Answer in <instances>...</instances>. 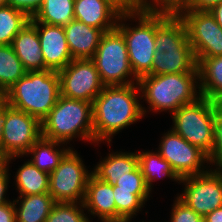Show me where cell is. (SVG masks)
<instances>
[{"label":"cell","instance_id":"obj_1","mask_svg":"<svg viewBox=\"0 0 222 222\" xmlns=\"http://www.w3.org/2000/svg\"><path fill=\"white\" fill-rule=\"evenodd\" d=\"M138 94H140L138 83L105 86L102 89L93 101L95 144L102 141L111 144L112 135L147 114L145 108L139 103Z\"/></svg>","mask_w":222,"mask_h":222},{"label":"cell","instance_id":"obj_2","mask_svg":"<svg viewBox=\"0 0 222 222\" xmlns=\"http://www.w3.org/2000/svg\"><path fill=\"white\" fill-rule=\"evenodd\" d=\"M199 81V70L197 72L145 75L138 79L142 93L140 98L144 97L146 103H149L150 111L169 110L173 114L181 106L191 104L202 97L200 89H198Z\"/></svg>","mask_w":222,"mask_h":222},{"label":"cell","instance_id":"obj_3","mask_svg":"<svg viewBox=\"0 0 222 222\" xmlns=\"http://www.w3.org/2000/svg\"><path fill=\"white\" fill-rule=\"evenodd\" d=\"M61 96L58 71H28L3 95L9 106L42 121Z\"/></svg>","mask_w":222,"mask_h":222},{"label":"cell","instance_id":"obj_4","mask_svg":"<svg viewBox=\"0 0 222 222\" xmlns=\"http://www.w3.org/2000/svg\"><path fill=\"white\" fill-rule=\"evenodd\" d=\"M41 126L42 137L48 140L65 145L80 137L94 143L93 103L60 96Z\"/></svg>","mask_w":222,"mask_h":222},{"label":"cell","instance_id":"obj_5","mask_svg":"<svg viewBox=\"0 0 222 222\" xmlns=\"http://www.w3.org/2000/svg\"><path fill=\"white\" fill-rule=\"evenodd\" d=\"M130 18L138 20L136 27H129L122 21L126 22ZM116 28L125 38L129 62L134 75L138 79L148 75L151 72L156 52L155 10L143 9L132 13H121Z\"/></svg>","mask_w":222,"mask_h":222},{"label":"cell","instance_id":"obj_6","mask_svg":"<svg viewBox=\"0 0 222 222\" xmlns=\"http://www.w3.org/2000/svg\"><path fill=\"white\" fill-rule=\"evenodd\" d=\"M173 130L208 157L214 144V102L200 97L172 114Z\"/></svg>","mask_w":222,"mask_h":222},{"label":"cell","instance_id":"obj_7","mask_svg":"<svg viewBox=\"0 0 222 222\" xmlns=\"http://www.w3.org/2000/svg\"><path fill=\"white\" fill-rule=\"evenodd\" d=\"M91 60L105 86L138 83L130 66L125 38L117 28L103 33Z\"/></svg>","mask_w":222,"mask_h":222},{"label":"cell","instance_id":"obj_8","mask_svg":"<svg viewBox=\"0 0 222 222\" xmlns=\"http://www.w3.org/2000/svg\"><path fill=\"white\" fill-rule=\"evenodd\" d=\"M42 137L41 121L24 111L17 110L5 101V118L1 141V157L9 165L12 159L26 155Z\"/></svg>","mask_w":222,"mask_h":222},{"label":"cell","instance_id":"obj_9","mask_svg":"<svg viewBox=\"0 0 222 222\" xmlns=\"http://www.w3.org/2000/svg\"><path fill=\"white\" fill-rule=\"evenodd\" d=\"M91 174L71 148L49 174V194L55 202L83 203Z\"/></svg>","mask_w":222,"mask_h":222},{"label":"cell","instance_id":"obj_10","mask_svg":"<svg viewBox=\"0 0 222 222\" xmlns=\"http://www.w3.org/2000/svg\"><path fill=\"white\" fill-rule=\"evenodd\" d=\"M184 183V193L178 198L197 214L205 217L219 207H222V167H216L189 177L181 178Z\"/></svg>","mask_w":222,"mask_h":222},{"label":"cell","instance_id":"obj_11","mask_svg":"<svg viewBox=\"0 0 222 222\" xmlns=\"http://www.w3.org/2000/svg\"><path fill=\"white\" fill-rule=\"evenodd\" d=\"M184 21L195 57L222 56V27L209 11H176Z\"/></svg>","mask_w":222,"mask_h":222},{"label":"cell","instance_id":"obj_12","mask_svg":"<svg viewBox=\"0 0 222 222\" xmlns=\"http://www.w3.org/2000/svg\"><path fill=\"white\" fill-rule=\"evenodd\" d=\"M61 96L93 103L105 85L91 59H73L58 71Z\"/></svg>","mask_w":222,"mask_h":222},{"label":"cell","instance_id":"obj_13","mask_svg":"<svg viewBox=\"0 0 222 222\" xmlns=\"http://www.w3.org/2000/svg\"><path fill=\"white\" fill-rule=\"evenodd\" d=\"M157 151L168 161L179 178L202 174L203 164L208 163V156L198 147L190 144L173 129L164 133ZM202 169V170H201Z\"/></svg>","mask_w":222,"mask_h":222},{"label":"cell","instance_id":"obj_14","mask_svg":"<svg viewBox=\"0 0 222 222\" xmlns=\"http://www.w3.org/2000/svg\"><path fill=\"white\" fill-rule=\"evenodd\" d=\"M38 32L45 66L49 70L64 69L72 60L64 28L42 22H30Z\"/></svg>","mask_w":222,"mask_h":222},{"label":"cell","instance_id":"obj_15","mask_svg":"<svg viewBox=\"0 0 222 222\" xmlns=\"http://www.w3.org/2000/svg\"><path fill=\"white\" fill-rule=\"evenodd\" d=\"M156 52L175 47H191L184 21L176 12L155 10Z\"/></svg>","mask_w":222,"mask_h":222},{"label":"cell","instance_id":"obj_16","mask_svg":"<svg viewBox=\"0 0 222 222\" xmlns=\"http://www.w3.org/2000/svg\"><path fill=\"white\" fill-rule=\"evenodd\" d=\"M121 12L108 0H75L74 19L101 29L103 32L117 26Z\"/></svg>","mask_w":222,"mask_h":222},{"label":"cell","instance_id":"obj_17","mask_svg":"<svg viewBox=\"0 0 222 222\" xmlns=\"http://www.w3.org/2000/svg\"><path fill=\"white\" fill-rule=\"evenodd\" d=\"M83 204L85 210L96 215L101 222H116L113 185L99 180L93 174L89 176Z\"/></svg>","mask_w":222,"mask_h":222},{"label":"cell","instance_id":"obj_18","mask_svg":"<svg viewBox=\"0 0 222 222\" xmlns=\"http://www.w3.org/2000/svg\"><path fill=\"white\" fill-rule=\"evenodd\" d=\"M63 28L72 58L91 59L97 50L100 38L104 32L76 19H73Z\"/></svg>","mask_w":222,"mask_h":222},{"label":"cell","instance_id":"obj_19","mask_svg":"<svg viewBox=\"0 0 222 222\" xmlns=\"http://www.w3.org/2000/svg\"><path fill=\"white\" fill-rule=\"evenodd\" d=\"M11 45L27 72L48 69L41 52L37 29L30 22L15 36Z\"/></svg>","mask_w":222,"mask_h":222},{"label":"cell","instance_id":"obj_20","mask_svg":"<svg viewBox=\"0 0 222 222\" xmlns=\"http://www.w3.org/2000/svg\"><path fill=\"white\" fill-rule=\"evenodd\" d=\"M197 61L192 47H175L155 52L148 75L197 72Z\"/></svg>","mask_w":222,"mask_h":222},{"label":"cell","instance_id":"obj_21","mask_svg":"<svg viewBox=\"0 0 222 222\" xmlns=\"http://www.w3.org/2000/svg\"><path fill=\"white\" fill-rule=\"evenodd\" d=\"M139 166L138 155L128 152H114L99 162L91 171L99 180L115 185L117 178L130 176Z\"/></svg>","mask_w":222,"mask_h":222},{"label":"cell","instance_id":"obj_22","mask_svg":"<svg viewBox=\"0 0 222 222\" xmlns=\"http://www.w3.org/2000/svg\"><path fill=\"white\" fill-rule=\"evenodd\" d=\"M195 58L199 70L201 96L219 102L222 100V56Z\"/></svg>","mask_w":222,"mask_h":222},{"label":"cell","instance_id":"obj_23","mask_svg":"<svg viewBox=\"0 0 222 222\" xmlns=\"http://www.w3.org/2000/svg\"><path fill=\"white\" fill-rule=\"evenodd\" d=\"M15 204L16 222H46L56 203L49 193L19 196ZM21 199V200H20ZM20 201V204H18ZM19 207L17 208V205Z\"/></svg>","mask_w":222,"mask_h":222},{"label":"cell","instance_id":"obj_24","mask_svg":"<svg viewBox=\"0 0 222 222\" xmlns=\"http://www.w3.org/2000/svg\"><path fill=\"white\" fill-rule=\"evenodd\" d=\"M74 2L75 0H43L29 22L67 26L74 19Z\"/></svg>","mask_w":222,"mask_h":222},{"label":"cell","instance_id":"obj_25","mask_svg":"<svg viewBox=\"0 0 222 222\" xmlns=\"http://www.w3.org/2000/svg\"><path fill=\"white\" fill-rule=\"evenodd\" d=\"M60 144L62 145L63 143L41 137L29 149L26 156L28 154L32 155L30 161L38 169L50 174L58 166L64 155L71 149V147H68L59 150L57 146L60 147Z\"/></svg>","mask_w":222,"mask_h":222},{"label":"cell","instance_id":"obj_26","mask_svg":"<svg viewBox=\"0 0 222 222\" xmlns=\"http://www.w3.org/2000/svg\"><path fill=\"white\" fill-rule=\"evenodd\" d=\"M15 180L20 196L49 193V174L38 169L30 160L17 170Z\"/></svg>","mask_w":222,"mask_h":222},{"label":"cell","instance_id":"obj_27","mask_svg":"<svg viewBox=\"0 0 222 222\" xmlns=\"http://www.w3.org/2000/svg\"><path fill=\"white\" fill-rule=\"evenodd\" d=\"M139 167L142 171V174L145 179V183L148 186V189L151 191L152 182L156 180V178H160L159 176L169 177L171 180L179 181V176L172 169L170 163L166 161L158 152H137ZM154 180V181H153Z\"/></svg>","mask_w":222,"mask_h":222},{"label":"cell","instance_id":"obj_28","mask_svg":"<svg viewBox=\"0 0 222 222\" xmlns=\"http://www.w3.org/2000/svg\"><path fill=\"white\" fill-rule=\"evenodd\" d=\"M26 72L12 45H0V94L3 96Z\"/></svg>","mask_w":222,"mask_h":222},{"label":"cell","instance_id":"obj_29","mask_svg":"<svg viewBox=\"0 0 222 222\" xmlns=\"http://www.w3.org/2000/svg\"><path fill=\"white\" fill-rule=\"evenodd\" d=\"M150 191L117 190L113 186V196L116 204V222L131 221L132 216L141 211V207L150 197Z\"/></svg>","mask_w":222,"mask_h":222},{"label":"cell","instance_id":"obj_30","mask_svg":"<svg viewBox=\"0 0 222 222\" xmlns=\"http://www.w3.org/2000/svg\"><path fill=\"white\" fill-rule=\"evenodd\" d=\"M29 21L30 17L22 10L10 5L0 7V45H11Z\"/></svg>","mask_w":222,"mask_h":222},{"label":"cell","instance_id":"obj_31","mask_svg":"<svg viewBox=\"0 0 222 222\" xmlns=\"http://www.w3.org/2000/svg\"><path fill=\"white\" fill-rule=\"evenodd\" d=\"M83 209V203L56 202L46 222H91Z\"/></svg>","mask_w":222,"mask_h":222},{"label":"cell","instance_id":"obj_32","mask_svg":"<svg viewBox=\"0 0 222 222\" xmlns=\"http://www.w3.org/2000/svg\"><path fill=\"white\" fill-rule=\"evenodd\" d=\"M210 165L222 167V106L214 102V144L208 157Z\"/></svg>","mask_w":222,"mask_h":222},{"label":"cell","instance_id":"obj_33","mask_svg":"<svg viewBox=\"0 0 222 222\" xmlns=\"http://www.w3.org/2000/svg\"><path fill=\"white\" fill-rule=\"evenodd\" d=\"M113 186H117V190L150 191L139 166L133 172H130V176L117 178Z\"/></svg>","mask_w":222,"mask_h":222},{"label":"cell","instance_id":"obj_34","mask_svg":"<svg viewBox=\"0 0 222 222\" xmlns=\"http://www.w3.org/2000/svg\"><path fill=\"white\" fill-rule=\"evenodd\" d=\"M170 222H203V217L187 206L178 197L172 205Z\"/></svg>","mask_w":222,"mask_h":222},{"label":"cell","instance_id":"obj_35","mask_svg":"<svg viewBox=\"0 0 222 222\" xmlns=\"http://www.w3.org/2000/svg\"><path fill=\"white\" fill-rule=\"evenodd\" d=\"M221 2L222 0H186L177 11H210Z\"/></svg>","mask_w":222,"mask_h":222},{"label":"cell","instance_id":"obj_36","mask_svg":"<svg viewBox=\"0 0 222 222\" xmlns=\"http://www.w3.org/2000/svg\"><path fill=\"white\" fill-rule=\"evenodd\" d=\"M43 0H8V5L24 11L30 18L40 8Z\"/></svg>","mask_w":222,"mask_h":222},{"label":"cell","instance_id":"obj_37","mask_svg":"<svg viewBox=\"0 0 222 222\" xmlns=\"http://www.w3.org/2000/svg\"><path fill=\"white\" fill-rule=\"evenodd\" d=\"M121 13H132L143 10V3L140 0H108Z\"/></svg>","mask_w":222,"mask_h":222},{"label":"cell","instance_id":"obj_38","mask_svg":"<svg viewBox=\"0 0 222 222\" xmlns=\"http://www.w3.org/2000/svg\"><path fill=\"white\" fill-rule=\"evenodd\" d=\"M9 166H6L5 164H3L0 167V205L9 203L10 201L6 199L5 193L8 189V184H9Z\"/></svg>","mask_w":222,"mask_h":222},{"label":"cell","instance_id":"obj_39","mask_svg":"<svg viewBox=\"0 0 222 222\" xmlns=\"http://www.w3.org/2000/svg\"><path fill=\"white\" fill-rule=\"evenodd\" d=\"M0 222H16L15 204L9 203L0 205Z\"/></svg>","mask_w":222,"mask_h":222},{"label":"cell","instance_id":"obj_40","mask_svg":"<svg viewBox=\"0 0 222 222\" xmlns=\"http://www.w3.org/2000/svg\"><path fill=\"white\" fill-rule=\"evenodd\" d=\"M186 0H156L155 10L176 12Z\"/></svg>","mask_w":222,"mask_h":222},{"label":"cell","instance_id":"obj_41","mask_svg":"<svg viewBox=\"0 0 222 222\" xmlns=\"http://www.w3.org/2000/svg\"><path fill=\"white\" fill-rule=\"evenodd\" d=\"M203 222H222V207L217 208L203 217Z\"/></svg>","mask_w":222,"mask_h":222},{"label":"cell","instance_id":"obj_42","mask_svg":"<svg viewBox=\"0 0 222 222\" xmlns=\"http://www.w3.org/2000/svg\"><path fill=\"white\" fill-rule=\"evenodd\" d=\"M4 118H5V100L2 98L0 100V156H1V141L3 135Z\"/></svg>","mask_w":222,"mask_h":222},{"label":"cell","instance_id":"obj_43","mask_svg":"<svg viewBox=\"0 0 222 222\" xmlns=\"http://www.w3.org/2000/svg\"><path fill=\"white\" fill-rule=\"evenodd\" d=\"M209 12L215 18L216 22L222 27V2L213 7Z\"/></svg>","mask_w":222,"mask_h":222},{"label":"cell","instance_id":"obj_44","mask_svg":"<svg viewBox=\"0 0 222 222\" xmlns=\"http://www.w3.org/2000/svg\"><path fill=\"white\" fill-rule=\"evenodd\" d=\"M142 3H143V9H146V10H155V4H156V0H152V3L151 1L149 0H140Z\"/></svg>","mask_w":222,"mask_h":222},{"label":"cell","instance_id":"obj_45","mask_svg":"<svg viewBox=\"0 0 222 222\" xmlns=\"http://www.w3.org/2000/svg\"><path fill=\"white\" fill-rule=\"evenodd\" d=\"M8 5V0H0V7Z\"/></svg>","mask_w":222,"mask_h":222},{"label":"cell","instance_id":"obj_46","mask_svg":"<svg viewBox=\"0 0 222 222\" xmlns=\"http://www.w3.org/2000/svg\"><path fill=\"white\" fill-rule=\"evenodd\" d=\"M4 164V159L0 156V167Z\"/></svg>","mask_w":222,"mask_h":222}]
</instances>
